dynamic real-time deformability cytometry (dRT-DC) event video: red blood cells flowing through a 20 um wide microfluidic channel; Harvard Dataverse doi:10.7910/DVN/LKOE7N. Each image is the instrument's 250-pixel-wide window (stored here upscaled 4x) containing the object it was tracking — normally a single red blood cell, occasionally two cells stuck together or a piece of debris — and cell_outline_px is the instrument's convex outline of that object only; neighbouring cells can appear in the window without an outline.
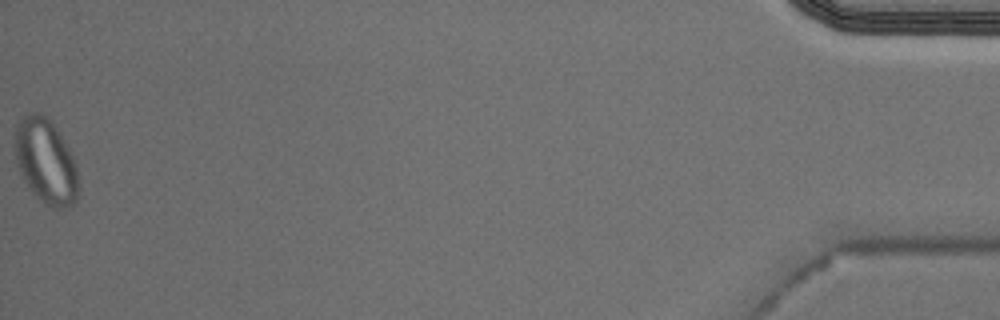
{"species": "Egyptian fruit bat (a non-hibernating species)", "species_latin": "Rousettus aegyptiacus", "temperature_condition": "cold", "stored_images_in_passage": 47, "camera_frame_rate_fps": 3000, "um_per_image_px": 0.085, "animal": {"sex": "male"}, "frame": {"image": 1, "passage_image": 47, "time_ms": 15.333, "image_size_px": [1000, 320], "cell_outline_px": [[80, 192], [76, 204], [64, 208], [52, 208], [44, 204], [32, 192], [24, 180], [20, 172], [16, 160], [12, 128], [16, 120], [28, 112], [40, 112], [52, 120], [60, 132], [76, 164], [80, 184]], "centroid_in_image_um": [3.88, 13.68], "position_along_channel_um": 431.3, "area_um2": 32.66}}